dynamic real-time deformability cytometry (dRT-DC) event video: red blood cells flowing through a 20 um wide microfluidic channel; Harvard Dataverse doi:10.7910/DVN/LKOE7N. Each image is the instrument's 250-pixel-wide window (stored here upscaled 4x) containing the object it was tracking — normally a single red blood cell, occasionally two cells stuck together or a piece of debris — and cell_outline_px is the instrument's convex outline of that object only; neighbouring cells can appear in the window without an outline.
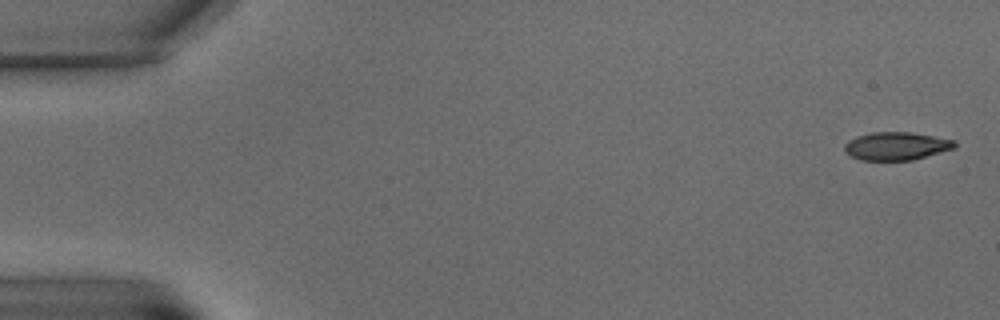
{"species": "common noctule bat (a hibernating species)", "species_latin": "Nyctalus noctula", "temperature_condition": "warm", "stored_images_in_passage": 8, "camera_frame_rate_fps": 3000, "um_per_image_px": 0.085, "animal": {"sex": "male", "body_mass_g": 15.6}, "frame": {"image": 1, "passage_image": 1, "time_ms": 0.0, "image_size_px": [1000, 320], "cell_outline_px": [[956, 148], [912, 160], [860, 160], [844, 152], [844, 144], [848, 140], [856, 136], [872, 132], [908, 132], [956, 140]], "centroid_in_image_um": [76.17, 12.41], "position_along_channel_um": 8.8, "area_um2": 18.03}}
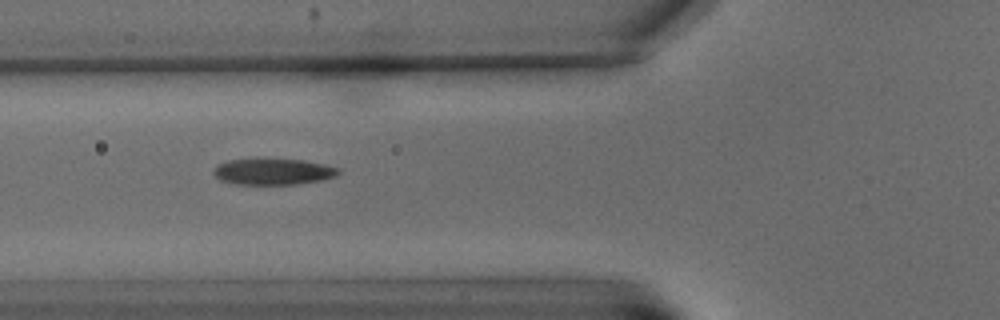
{"frame": {"image": 2, "passage_image": 7, "time_ms": 8.333, "image_size_px": [1000, 320], "cell_outline_px": [[340, 172], [336, 176], [320, 180], [296, 184], [236, 184], [220, 180], [212, 172], [212, 168], [216, 164], [228, 160], [304, 160], [324, 164], [340, 168]], "centroid_in_image_um": [23.2, 14.6], "position_along_channel_um": 102.6, "area_um2": 18.84}}
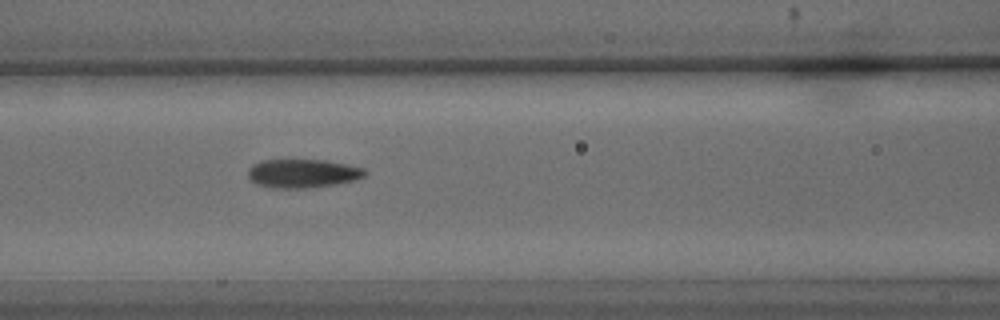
{"frame": {"image": 3, "passage_image": 8, "time_ms": 9.667, "image_size_px": [1000, 320], "cell_outline_px": [[368, 172], [364, 176], [352, 180], [332, 184], [304, 188], [280, 188], [256, 184], [248, 176], [248, 168], [252, 164], [260, 160], [324, 160], [348, 164], [364, 168]], "centroid_in_image_um": [25.71, 14.72], "position_along_channel_um": 140.9, "area_um2": 19.31}}